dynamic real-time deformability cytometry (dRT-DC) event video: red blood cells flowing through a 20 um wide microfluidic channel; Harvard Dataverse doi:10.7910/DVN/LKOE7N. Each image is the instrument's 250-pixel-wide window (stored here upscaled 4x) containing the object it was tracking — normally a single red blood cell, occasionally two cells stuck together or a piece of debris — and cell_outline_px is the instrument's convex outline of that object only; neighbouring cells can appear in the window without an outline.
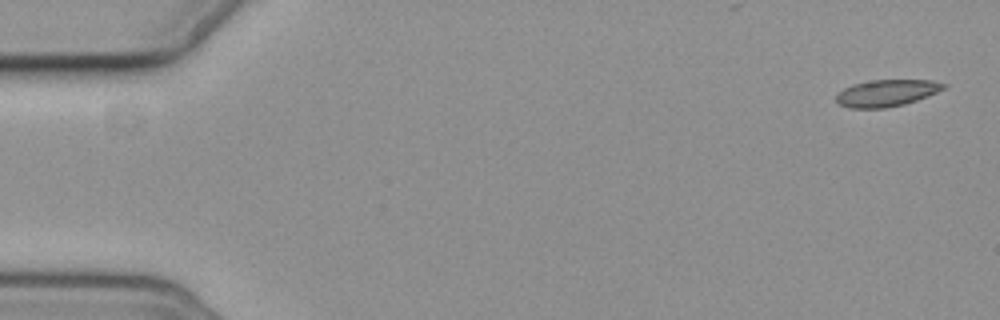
{"species": "common noctule bat (a hibernating species)", "species_latin": "Nyctalus noctula", "temperature_condition": "cold", "stored_images_in_passage": 5, "camera_frame_rate_fps": 3000, "um_per_image_px": 0.085, "animal": {"sex": "female", "body_mass_g": 19.3, "forearm_length_mm": 54.1}, "frame": {"image": 1, "passage_image": 1, "time_ms": 0.0, "image_size_px": [1000, 320], "cell_outline_px": [[948, 84], [944, 88], [936, 92], [916, 100], [904, 104], [884, 108], [848, 108], [836, 104], [836, 96], [844, 88], [852, 84], [872, 80], [932, 80]], "centroid_in_image_um": [75.32, 7.91], "position_along_channel_um": 9.7, "area_um2": 16.7}}
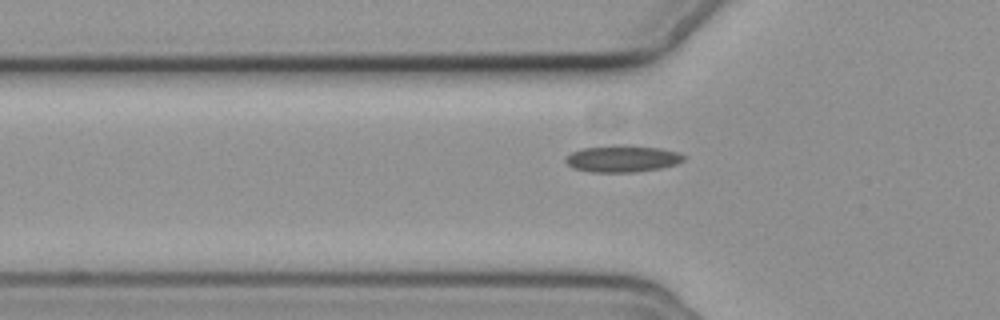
{"frame": {"image": 2, "passage_image": 5, "time_ms": 5.667, "image_size_px": [1000, 320], "cell_outline_px": [[688, 156], [684, 160], [676, 164], [660, 168], [636, 172], [592, 172], [572, 168], [564, 160], [572, 152], [584, 148], [612, 144], [624, 144], [660, 148], [680, 152]], "centroid_in_image_um": [52.94, 13.47], "position_along_channel_um": 72.9, "area_um2": 18.73}}